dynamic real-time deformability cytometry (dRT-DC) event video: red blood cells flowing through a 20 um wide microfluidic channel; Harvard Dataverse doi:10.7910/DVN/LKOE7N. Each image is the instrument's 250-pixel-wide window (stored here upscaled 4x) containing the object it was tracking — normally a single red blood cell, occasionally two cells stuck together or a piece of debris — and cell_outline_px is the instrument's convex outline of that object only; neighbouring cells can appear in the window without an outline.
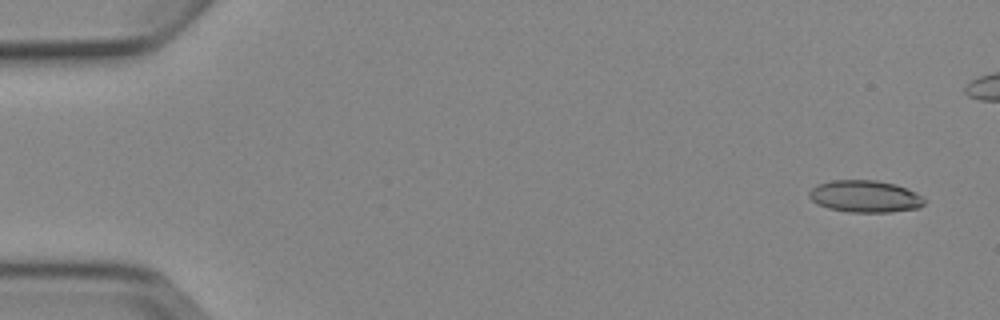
{"species": "Egyptian fruit bat (a non-hibernating species)", "species_latin": "Rousettus aegyptiacus", "temperature_condition": "cold", "stored_images_in_passage": 6, "segment_of_instrument_passage": [1, 2], "camera_frame_rate_fps": 3000, "um_per_image_px": 0.085, "animal": {"sex": "female"}, "frame": {"image": 1, "passage_image": 1, "time_ms": 0.0, "image_size_px": [1000, 320], "cell_outline_px": [[924, 204], [920, 208], [892, 212], [848, 212], [828, 208], [816, 204], [808, 196], [808, 192], [816, 184], [832, 180], [876, 180], [896, 184], [916, 192], [924, 196]], "centroid_in_image_um": [73.53, 16.69], "position_along_channel_um": 11.5, "area_um2": 21.79}}
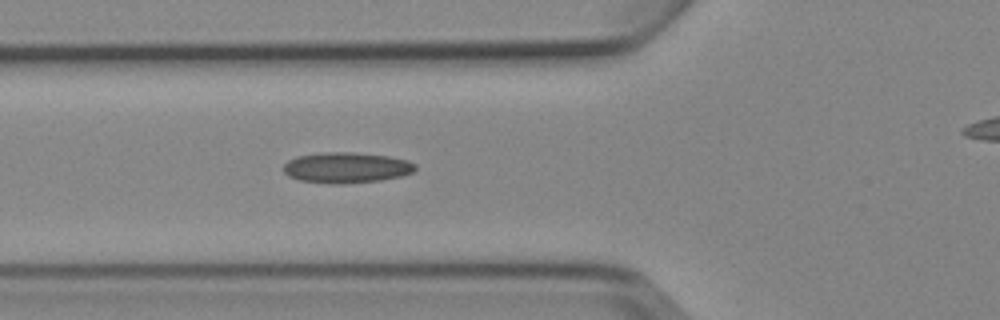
{"frame": {"image": 2, "passage_image": 5, "time_ms": 5.667, "image_size_px": [1000, 320], "cell_outline_px": [[416, 168], [412, 172], [400, 176], [380, 180], [340, 184], [332, 184], [300, 180], [288, 176], [284, 172], [284, 164], [288, 160], [296, 156], [324, 152], [352, 152], [388, 156], [408, 160], [416, 164]], "centroid_in_image_um": [29.43, 14.24], "position_along_channel_um": 96.4, "area_um2": 23.52}}